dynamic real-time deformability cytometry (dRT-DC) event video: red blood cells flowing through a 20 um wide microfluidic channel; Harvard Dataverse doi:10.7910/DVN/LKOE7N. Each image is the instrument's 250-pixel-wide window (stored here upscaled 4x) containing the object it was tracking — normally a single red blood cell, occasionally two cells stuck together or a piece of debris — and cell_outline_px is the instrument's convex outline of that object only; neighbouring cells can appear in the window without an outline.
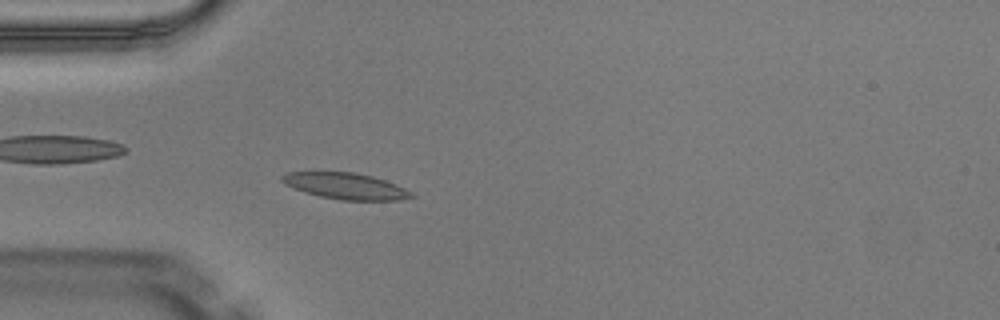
{"species": "Egyptian fruit bat (a non-hibernating species)", "species_latin": "Rousettus aegyptiacus", "temperature_condition": "warm", "stored_images_in_passage": 5, "camera_frame_rate_fps": 3000, "um_per_image_px": 0.085, "animal": {"sex": "male"}, "frame": {"image": 1, "passage_image": 5, "time_ms": 1.333, "image_size_px": [1000, 320], "cell_outline_px": [[416, 196], [400, 200], [340, 200], [320, 196], [304, 192], [284, 184], [280, 180], [280, 176], [288, 172], [352, 172], [372, 176], [396, 184], [412, 192]], "centroid_in_image_um": [29.37, 15.81], "position_along_channel_um": 55.6, "area_um2": 19.77}}